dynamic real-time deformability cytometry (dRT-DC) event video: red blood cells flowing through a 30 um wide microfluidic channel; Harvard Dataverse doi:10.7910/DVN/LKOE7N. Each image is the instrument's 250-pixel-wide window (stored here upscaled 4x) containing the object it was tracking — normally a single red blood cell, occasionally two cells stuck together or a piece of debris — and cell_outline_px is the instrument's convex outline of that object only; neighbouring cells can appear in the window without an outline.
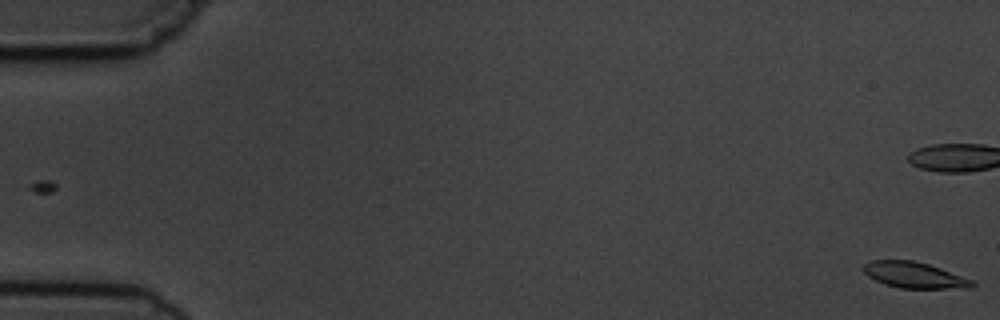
{"species": "common noctule bat (a hibernating species)", "species_latin": "Nyctalus noctula", "temperature_condition": "cold", "stored_images_in_passage": 2, "camera_frame_rate_fps": 3000, "um_per_image_px": 0.085, "animal": {"sex": "male", "body_mass_g": 19.5, "forearm_length_mm": 54.6}, "frame": {"image": 1, "passage_image": 2, "time_ms": 1.333, "image_size_px": [1000, 320], "cell_outline_px": [[976, 284], [972, 288], [900, 288], [884, 284], [868, 276], [860, 268], [864, 264], [872, 260], [912, 260], [928, 264], [976, 280]], "centroid_in_image_um": [77.75, 23.38], "position_along_channel_um": 7.3, "area_um2": 16.65}}